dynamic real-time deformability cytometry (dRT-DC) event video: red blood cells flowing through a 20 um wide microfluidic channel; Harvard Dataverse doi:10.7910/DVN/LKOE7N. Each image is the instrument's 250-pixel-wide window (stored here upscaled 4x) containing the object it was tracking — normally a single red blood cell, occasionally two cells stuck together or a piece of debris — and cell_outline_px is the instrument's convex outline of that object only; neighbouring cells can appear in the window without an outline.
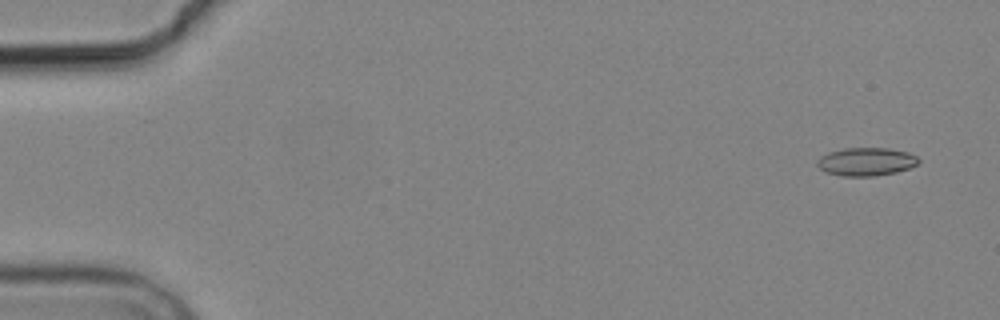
{"species": "common noctule bat (a hibernating species)", "species_latin": "Nyctalus noctula", "temperature_condition": "cold", "stored_images_in_passage": 4, "camera_frame_rate_fps": 3000, "um_per_image_px": 0.085, "animal": {"sex": "male", "body_mass_g": 19.2, "forearm_length_mm": 51.8}, "frame": {"image": 1, "passage_image": 1, "time_ms": 0.0, "image_size_px": [1000, 320], "cell_outline_px": [[920, 160], [916, 164], [908, 168], [896, 172], [872, 176], [844, 176], [824, 172], [816, 164], [816, 160], [820, 156], [828, 152], [844, 148], [888, 148], [908, 152], [916, 156]], "centroid_in_image_um": [73.58, 13.73], "position_along_channel_um": 11.4, "area_um2": 16.65}}
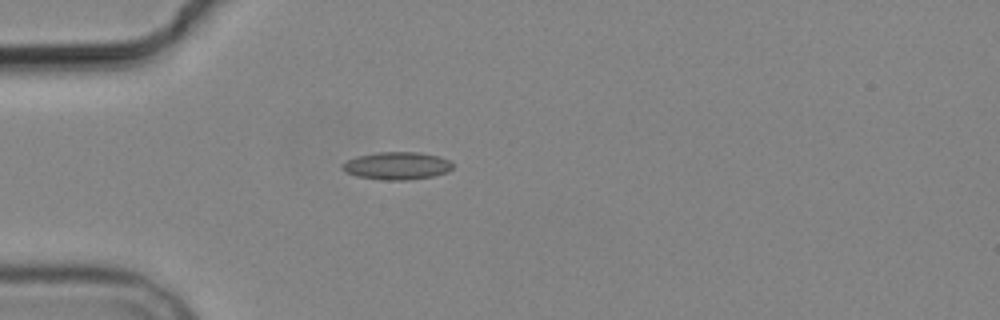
{"frame": {"image": 2, "passage_image": 4, "time_ms": 4.333, "image_size_px": [1000, 320], "cell_outline_px": [[452, 168], [448, 172], [432, 176], [408, 180], [384, 180], [356, 176], [344, 172], [340, 168], [340, 164], [356, 156], [376, 152], [420, 152], [436, 156], [448, 160], [452, 164]], "centroid_in_image_um": [33.68, 14.09], "position_along_channel_um": 51.3, "area_um2": 17.86}}